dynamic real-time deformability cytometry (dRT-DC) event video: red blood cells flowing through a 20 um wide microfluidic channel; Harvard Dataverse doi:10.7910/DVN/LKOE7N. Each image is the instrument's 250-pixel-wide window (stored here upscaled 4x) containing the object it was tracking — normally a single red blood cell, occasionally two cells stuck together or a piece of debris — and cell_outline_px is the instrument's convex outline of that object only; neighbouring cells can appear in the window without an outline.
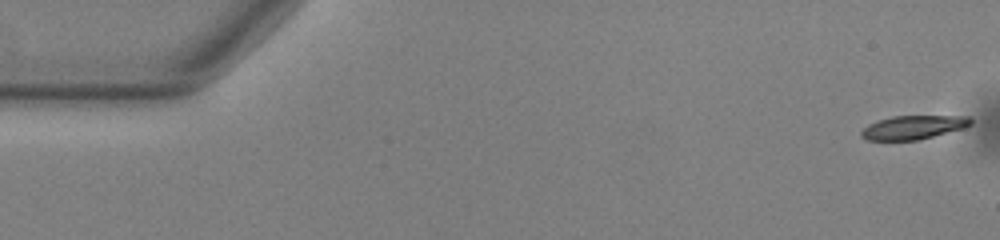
{"species": "common noctule bat (a hibernating species)", "species_latin": "Nyctalus noctula", "temperature_condition": "warm", "stored_images_in_passage": 54, "camera_frame_rate_fps": 3000, "um_per_image_px": 0.085, "animal": {"sex": "male", "body_mass_g": 13.0, "forearm_length_mm": 53.1}, "frame": {"image": 1, "passage_image": 1, "time_ms": 0.0, "image_size_px": [1000, 240], "cell_outline_px": [[972, 124], [964, 128], [916, 140], [868, 140], [860, 136], [860, 132], [868, 124], [892, 116], [968, 116], [972, 120]], "centroid_in_image_um": [77.62, 10.82], "position_along_channel_um": 7.4, "area_um2": 14.97}}
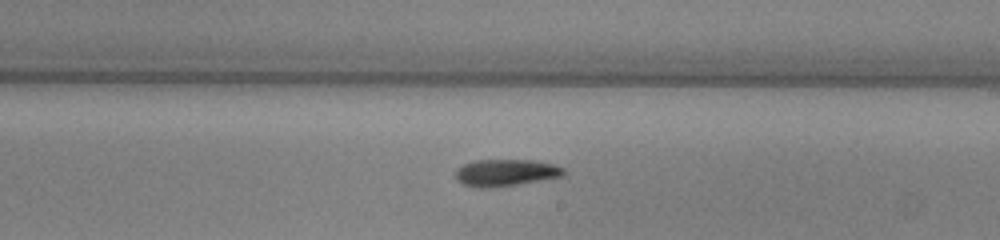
{"frame": {"image": 2, "passage_image": 31, "time_ms": 10.0, "image_size_px": [1000, 240], "cell_outline_px": [[564, 176], [492, 188], [480, 188], [460, 184], [456, 180], [456, 172], [464, 164], [476, 160], [532, 160], [552, 164], [564, 168]], "centroid_in_image_um": [42.96, 14.69], "position_along_channel_um": 246.0, "area_um2": 16.82}}
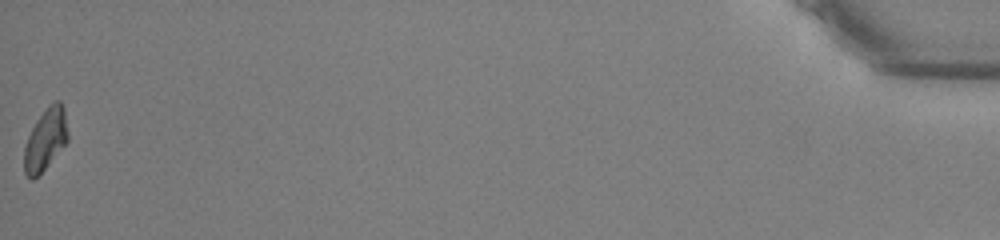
{"frame": {"image": 3, "passage_image": 54, "time_ms": 17.667, "image_size_px": [1000, 240], "cell_outline_px": [[68, 140], [44, 168], [32, 180], [24, 172], [24, 148], [28, 136], [36, 120], [48, 104], [52, 100], [60, 100], [64, 108], [68, 132]], "centroid_in_image_um": [3.87, 11.78], "position_along_channel_um": 431.3, "area_um2": 15.55}, "authors_computed_cell_mechanics": {"area_um2": 16.3863, "velocity_mm_per_s": 3.793, "shape_relaxation_time_tau1_ms": 2.905, "shape_relaxation_time_tau2_ms": null, "deformation_change_tau1": 0.1498, "deformation_change_tau2": null}}